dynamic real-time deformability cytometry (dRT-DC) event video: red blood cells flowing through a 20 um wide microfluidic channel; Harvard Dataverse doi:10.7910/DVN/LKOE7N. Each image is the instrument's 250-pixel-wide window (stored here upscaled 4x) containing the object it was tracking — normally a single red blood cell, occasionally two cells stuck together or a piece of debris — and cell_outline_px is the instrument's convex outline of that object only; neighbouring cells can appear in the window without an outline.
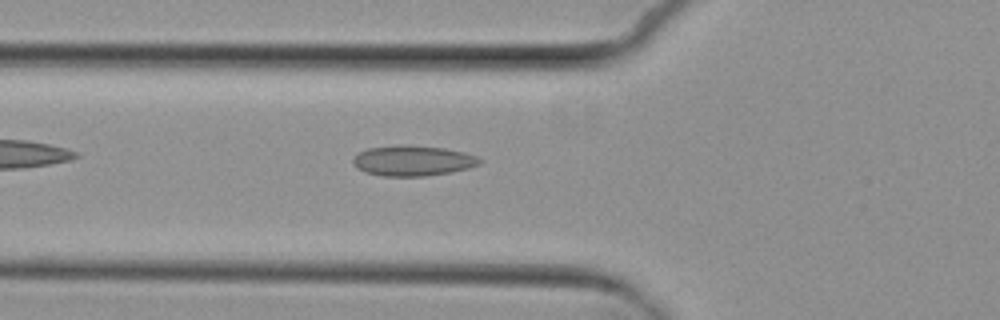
{"species": "common noctule bat (a hibernating species)", "species_latin": "Nyctalus noctula", "temperature_condition": "cold", "stored_images_in_passage": 6, "camera_frame_rate_fps": 3000, "um_per_image_px": 0.085, "animal": {"sex": "female", "body_mass_g": 29.2, "forearm_length_mm": 56.3}, "frame": {"image": 1, "passage_image": 6, "time_ms": 6.0, "image_size_px": [1000, 320], "cell_outline_px": [[484, 160], [480, 164], [468, 168], [448, 172], [424, 176], [380, 176], [364, 172], [356, 168], [352, 164], [352, 156], [368, 148], [400, 144], [408, 144], [444, 148], [464, 152], [476, 156]], "centroid_in_image_um": [35.04, 13.65], "position_along_channel_um": 90.8, "area_um2": 22.72}}